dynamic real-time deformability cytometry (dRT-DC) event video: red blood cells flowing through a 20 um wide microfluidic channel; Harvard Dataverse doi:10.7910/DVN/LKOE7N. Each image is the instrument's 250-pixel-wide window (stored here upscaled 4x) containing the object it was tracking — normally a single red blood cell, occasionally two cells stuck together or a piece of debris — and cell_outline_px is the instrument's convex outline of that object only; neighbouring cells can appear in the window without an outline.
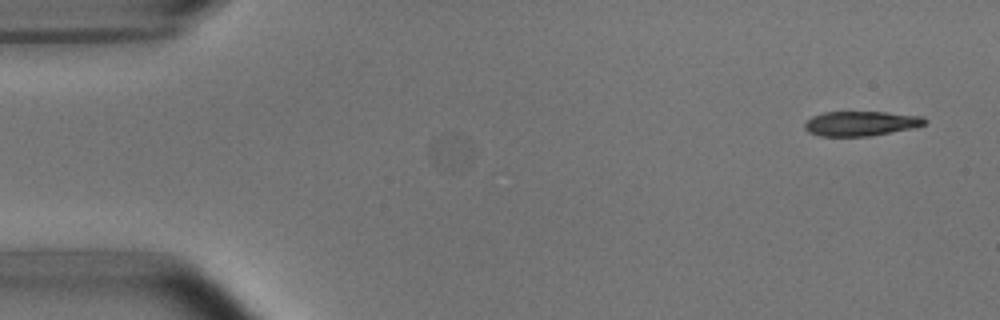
{"species": "common noctule bat (a hibernating species)", "species_latin": "Nyctalus noctula", "temperature_condition": "room temperature", "stored_images_in_passage": 6, "camera_frame_rate_fps": 3000, "um_per_image_px": 0.085, "animal": {"sex": "male", "body_mass_g": 15.6}, "frame": {"image": 1, "passage_image": 2, "time_ms": 0.333, "image_size_px": [1000, 320], "cell_outline_px": [[928, 120], [924, 124], [916, 128], [868, 136], [820, 136], [808, 132], [804, 128], [804, 124], [812, 116], [824, 112], [884, 112], [924, 116]], "centroid_in_image_um": [73.2, 10.49], "position_along_channel_um": 11.8, "area_um2": 17.4}}